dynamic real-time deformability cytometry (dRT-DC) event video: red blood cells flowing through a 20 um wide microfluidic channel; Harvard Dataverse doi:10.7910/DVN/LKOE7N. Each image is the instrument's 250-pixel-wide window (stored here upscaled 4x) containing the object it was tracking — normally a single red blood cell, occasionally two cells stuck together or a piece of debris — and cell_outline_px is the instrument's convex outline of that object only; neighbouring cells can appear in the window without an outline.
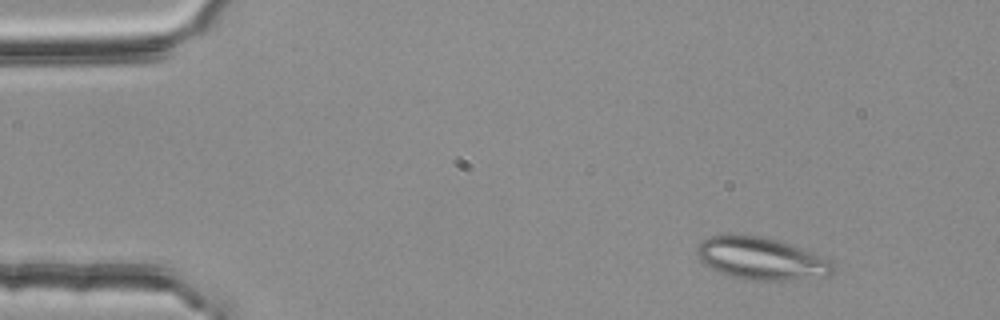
{"species": "common noctule bat (a hibernating species)", "species_latin": "Nyctalus noctula", "temperature_condition": "room temperature", "stored_images_in_passage": 9, "camera_frame_rate_fps": 3000, "um_per_image_px": 0.085, "animal": {"sex": "female", "body_mass_g": 25.1}, "frame": {"image": 1, "passage_image": 1, "time_ms": 0.0, "image_size_px": [1000, 320], "cell_outline_px": [[832, 272], [828, 276], [788, 280], [756, 280], [732, 276], [720, 272], [704, 264], [700, 260], [696, 252], [696, 248], [704, 240], [712, 236], [740, 232], [780, 240], [832, 260]], "centroid_in_image_um": [64.69, 21.94], "position_along_channel_um": 20.3, "area_um2": 33.58}}